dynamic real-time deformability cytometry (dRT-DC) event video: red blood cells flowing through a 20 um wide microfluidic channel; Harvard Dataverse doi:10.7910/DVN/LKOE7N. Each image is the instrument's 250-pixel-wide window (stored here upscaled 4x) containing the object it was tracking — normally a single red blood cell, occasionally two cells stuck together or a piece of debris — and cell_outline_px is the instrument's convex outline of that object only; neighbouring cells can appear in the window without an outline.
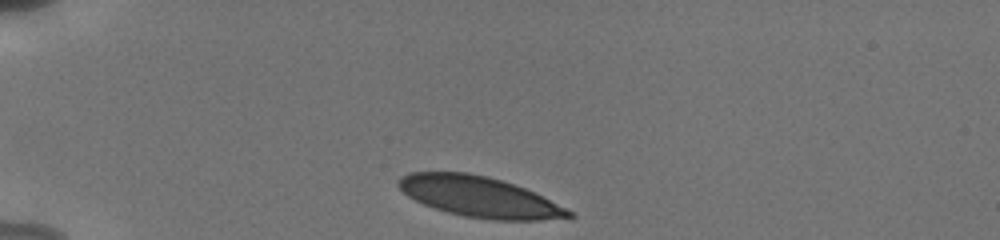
{"species": "human", "species_latin": "Homo sapiens", "temperature_condition": "cold", "stored_images_in_passage": 40, "camera_frame_rate_fps": 3000, "um_per_image_px": 0.085, "donor": {"sex": "male"}, "frame": {"image": 1, "passage_image": 1, "time_ms": 0.0, "image_size_px": [1000, 240], "cell_outline_px": [[576, 216], [540, 220], [492, 220], [464, 216], [448, 212], [424, 204], [408, 196], [396, 184], [408, 172], [468, 172], [488, 176], [524, 188], [568, 208], [576, 212]], "centroid_in_image_um": [40.78, 16.73], "position_along_channel_um": 44.2, "area_um2": 39.94}}
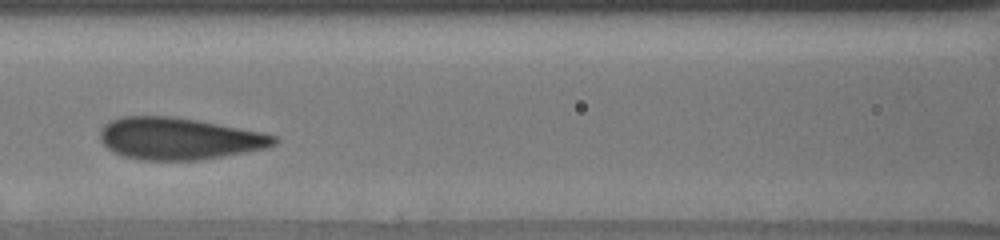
{"frame": {"image": 2, "passage_image": 15, "time_ms": 4.0, "image_size_px": [1000, 240], "cell_outline_px": [[280, 140], [276, 144], [268, 148], [196, 160], [140, 160], [124, 156], [112, 152], [100, 140], [100, 128], [108, 120], [120, 116], [172, 116], [196, 120], [264, 132], [276, 136]], "centroid_in_image_um": [15.19, 11.77], "position_along_channel_um": 151.4, "area_um2": 42.71}}
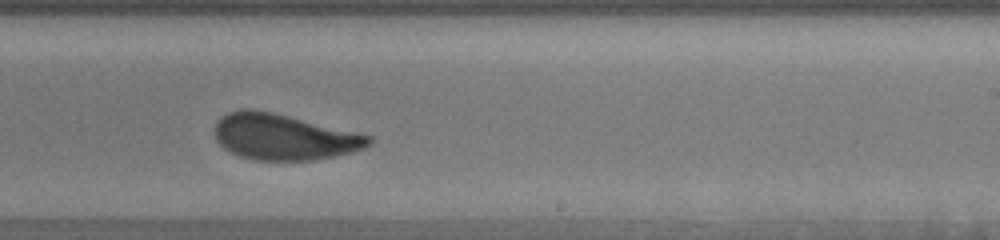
{"frame": {"image": 3, "passage_image": 25, "time_ms": 7.0, "image_size_px": [1000, 240], "cell_outline_px": [[372, 144], [364, 148], [336, 156], [312, 160], [252, 160], [240, 156], [224, 148], [216, 140], [216, 120], [220, 116], [228, 112], [244, 108], [252, 108], [272, 112], [356, 132], [372, 136]], "centroid_in_image_um": [24.11, 11.63], "position_along_channel_um": 264.9, "area_um2": 41.15}, "authors_computed_cell_mechanics": {"area_um2": 41.3848, "velocity_mm_per_s": 3.7998, "shape_relaxation_time_tau1_ms": 3.4117, "shape_relaxation_time_tau2_ms": null, "deformation_change_tau1": 0.1302, "deformation_change_tau2": null}}